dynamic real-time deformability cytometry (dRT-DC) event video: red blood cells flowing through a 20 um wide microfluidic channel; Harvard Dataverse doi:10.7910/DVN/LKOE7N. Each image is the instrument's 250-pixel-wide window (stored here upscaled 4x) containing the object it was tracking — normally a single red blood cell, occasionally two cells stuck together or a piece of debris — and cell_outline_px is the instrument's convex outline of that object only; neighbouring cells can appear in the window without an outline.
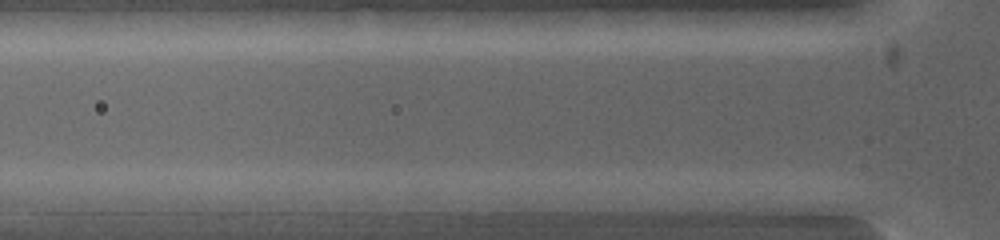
{"species": "common noctule bat (a hibernating species)", "species_latin": "Nyctalus noctula", "temperature_condition": "warm", "stored_images_in_passage": 4, "camera_frame_rate_fps": 5000, "um_per_image_px": 0.085, "animal": {"sex": "female", "body_mass_g": 19.0, "forearm_length_mm": 53.3}, "frame": {"image": 1, "passage_image": 3, "time_ms": 0.6, "image_size_px": [1000, 240], "cell_outline_px": [[608, 200], [592, 208], [564, 212], [496, 212], [488, 200], [496, 192], [544, 192]], "centroid_in_image_um": [45.94, 17.2], "position_along_channel_um": 79.9, "area_um2": 13.58}}